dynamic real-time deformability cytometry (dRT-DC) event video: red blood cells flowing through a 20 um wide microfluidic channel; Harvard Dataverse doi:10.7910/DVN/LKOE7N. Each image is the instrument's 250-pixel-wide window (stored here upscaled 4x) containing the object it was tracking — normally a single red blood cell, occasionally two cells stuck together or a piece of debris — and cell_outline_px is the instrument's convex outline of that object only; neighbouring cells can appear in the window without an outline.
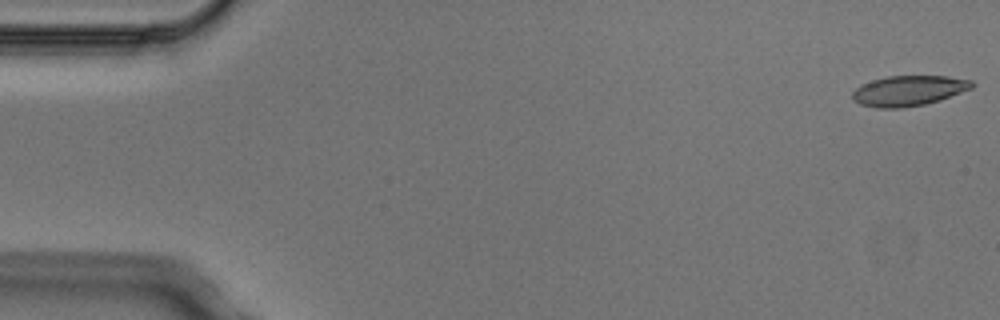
{"species": "Egyptian fruit bat (a non-hibernating species)", "species_latin": "Rousettus aegyptiacus", "temperature_condition": "cold", "stored_images_in_passage": 4, "camera_frame_rate_fps": 3000, "um_per_image_px": 0.085, "animal": {"sex": "male"}, "frame": {"image": 1, "passage_image": 1, "time_ms": 0.0, "image_size_px": [1000, 320], "cell_outline_px": [[976, 84], [972, 88], [940, 100], [924, 104], [900, 108], [876, 108], [860, 104], [852, 96], [852, 92], [860, 84], [872, 80], [888, 76], [948, 76], [972, 80]], "centroid_in_image_um": [77.25, 7.7], "position_along_channel_um": 7.8, "area_um2": 21.1}}
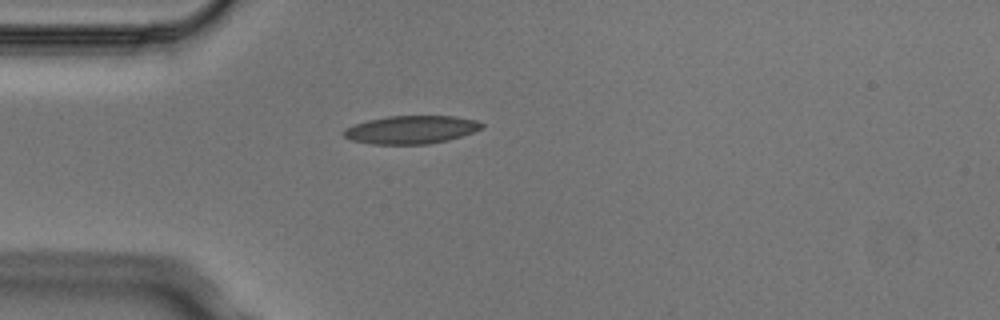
{"frame": {"image": 2, "passage_image": 4, "time_ms": 1.0, "image_size_px": [1000, 320], "cell_outline_px": [[484, 128], [448, 140], [428, 144], [372, 144], [352, 140], [344, 136], [340, 132], [344, 128], [368, 120], [388, 116], [452, 116], [476, 120], [484, 124]], "centroid_in_image_um": [34.93, 11.02], "position_along_channel_um": 50.1, "area_um2": 22.54}}